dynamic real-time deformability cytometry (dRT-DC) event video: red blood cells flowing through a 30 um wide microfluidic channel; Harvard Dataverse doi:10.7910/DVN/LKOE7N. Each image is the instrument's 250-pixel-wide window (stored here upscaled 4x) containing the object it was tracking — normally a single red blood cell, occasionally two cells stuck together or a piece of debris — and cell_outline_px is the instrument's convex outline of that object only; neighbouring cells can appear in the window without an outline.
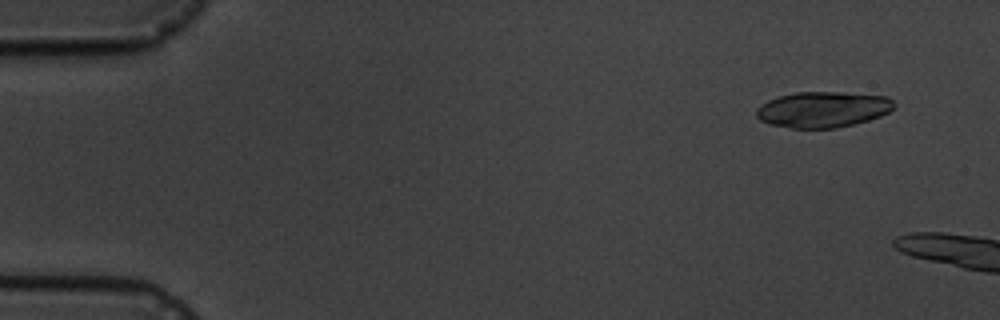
{"species": "common noctule bat (a hibernating species)", "species_latin": "Nyctalus noctula", "temperature_condition": "cold", "stored_images_in_passage": 4, "camera_frame_rate_fps": 3000, "um_per_image_px": 0.085, "animal": {"sex": "male", "body_mass_g": 19.5, "forearm_length_mm": 54.6}, "frame": {"image": 1, "passage_image": 1, "time_ms": 0.0, "image_size_px": [1000, 320], "cell_outline_px": [[896, 104], [888, 112], [880, 116], [868, 120], [836, 128], [792, 128], [772, 124], [760, 120], [756, 116], [756, 108], [768, 100], [780, 96], [796, 92], [844, 92], [888, 96]], "centroid_in_image_um": [69.95, 9.29], "position_along_channel_um": 15.0, "area_um2": 28.67}}